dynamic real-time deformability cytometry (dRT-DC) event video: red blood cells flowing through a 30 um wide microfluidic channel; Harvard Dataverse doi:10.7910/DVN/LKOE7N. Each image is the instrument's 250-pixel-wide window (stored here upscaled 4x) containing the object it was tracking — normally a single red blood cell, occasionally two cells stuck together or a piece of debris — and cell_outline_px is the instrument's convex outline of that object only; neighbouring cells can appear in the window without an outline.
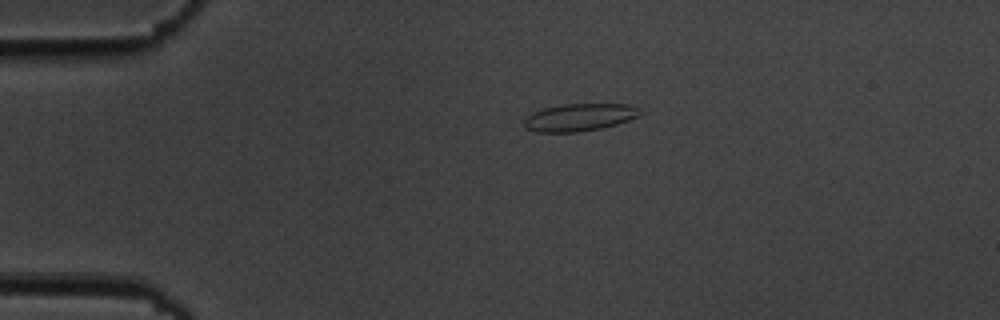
{"species": "common noctule bat (a hibernating species)", "species_latin": "Nyctalus noctula", "temperature_condition": "cold", "stored_images_in_passage": 4, "camera_frame_rate_fps": 3000, "um_per_image_px": 0.085, "animal": {"sex": "male", "body_mass_g": 19.5, "forearm_length_mm": 54.6}, "frame": {"image": 1, "passage_image": 1, "time_ms": 0.0, "image_size_px": [1000, 320], "cell_outline_px": [[640, 116], [616, 124], [600, 128], [580, 132], [536, 132], [524, 128], [524, 116], [532, 112], [544, 108], [564, 104], [628, 104], [636, 108], [640, 112]], "centroid_in_image_um": [49.18, 9.98], "position_along_channel_um": 35.8, "area_um2": 18.55}}
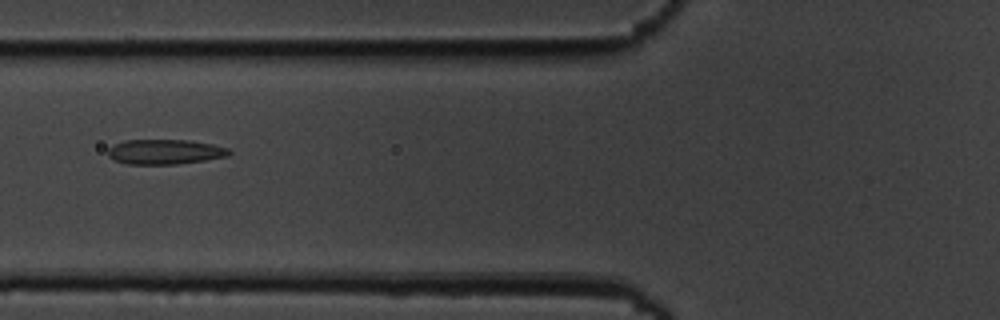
{"frame": {"image": 2, "passage_image": 4, "time_ms": 3.333, "image_size_px": [1000, 320], "cell_outline_px": [[232, 152], [228, 156], [204, 160], [176, 164], [128, 164], [116, 160], [108, 156], [108, 148], [124, 140], [188, 140], [212, 144], [228, 148]], "centroid_in_image_um": [14.03, 12.9], "position_along_channel_um": 111.8, "area_um2": 17.46}}